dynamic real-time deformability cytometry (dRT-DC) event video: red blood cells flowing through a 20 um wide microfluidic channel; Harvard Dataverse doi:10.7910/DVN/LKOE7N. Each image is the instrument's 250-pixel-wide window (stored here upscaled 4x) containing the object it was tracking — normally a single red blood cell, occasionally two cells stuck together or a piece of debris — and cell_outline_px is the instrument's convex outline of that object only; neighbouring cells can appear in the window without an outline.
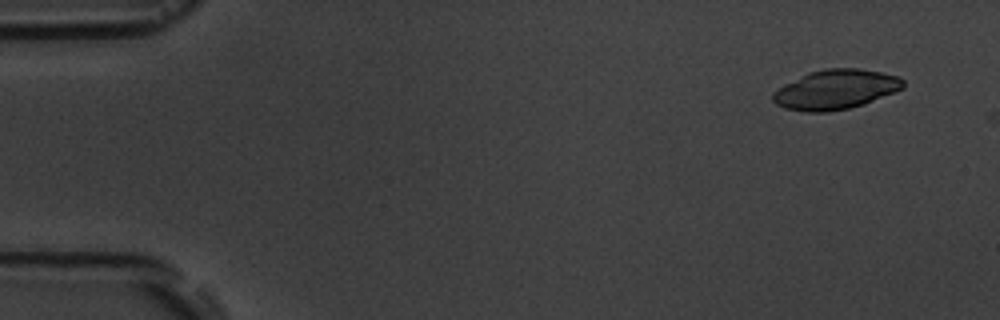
{"species": "common noctule bat (a hibernating species)", "species_latin": "Nyctalus noctula", "temperature_condition": "room temperature", "stored_images_in_passage": 2, "camera_frame_rate_fps": 3000, "um_per_image_px": 0.085, "animal": {"sex": "male", "body_mass_g": 19.5, "forearm_length_mm": 54.6}, "frame": {"image": 1, "passage_image": 1, "time_ms": 0.0, "image_size_px": [1000, 320], "cell_outline_px": [[904, 88], [864, 104], [848, 108], [828, 112], [804, 112], [784, 108], [776, 104], [772, 100], [772, 92], [784, 84], [812, 72], [824, 68], [860, 68], [900, 76], [904, 80]], "centroid_in_image_um": [71.03, 7.61], "position_along_channel_um": 14.0, "area_um2": 30.06}}